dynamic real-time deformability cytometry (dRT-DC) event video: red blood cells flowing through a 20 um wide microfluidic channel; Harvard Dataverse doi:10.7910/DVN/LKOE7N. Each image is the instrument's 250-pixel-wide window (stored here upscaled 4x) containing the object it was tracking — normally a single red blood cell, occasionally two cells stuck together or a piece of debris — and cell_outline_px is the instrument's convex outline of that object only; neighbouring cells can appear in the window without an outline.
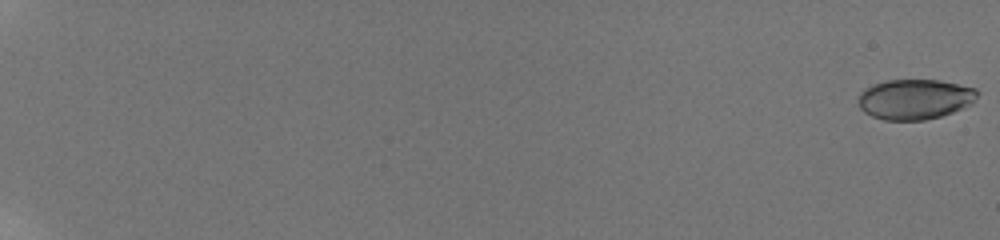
{"species": "human", "species_latin": "Homo sapiens", "temperature_condition": "room temperature", "stored_images_in_passage": 60, "camera_frame_rate_fps": 3000, "um_per_image_px": 0.085, "donor": {"sex": "male"}, "frame": {"image": 1, "passage_image": 1, "time_ms": 0.0, "image_size_px": [1000, 240], "cell_outline_px": [[980, 92], [972, 104], [964, 108], [940, 116], [924, 120], [884, 120], [872, 116], [864, 112], [860, 108], [860, 92], [864, 88], [872, 84], [884, 80], [940, 80], [976, 88]], "centroid_in_image_um": [77.78, 8.42], "position_along_channel_um": 7.2, "area_um2": 28.03}}
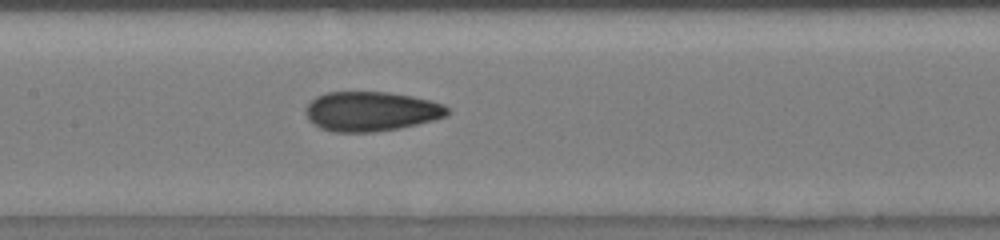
{"frame": {"image": 2, "passage_image": 35, "time_ms": 11.333, "image_size_px": [1000, 240], "cell_outline_px": [[448, 112], [444, 116], [432, 120], [400, 128], [376, 132], [332, 132], [320, 128], [312, 124], [308, 120], [304, 112], [308, 104], [316, 96], [328, 92], [388, 92], [412, 96], [432, 100], [444, 104], [448, 108]], "centroid_in_image_um": [31.5, 9.47], "position_along_channel_um": 175.9, "area_um2": 32.83}}
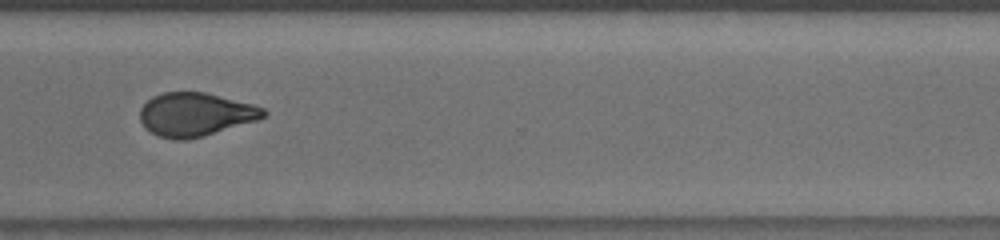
{"frame": {"image": 3, "passage_image": 49, "time_ms": 16.0, "image_size_px": [1000, 240], "cell_outline_px": [[268, 112], [264, 116], [256, 120], [204, 136], [188, 140], [176, 140], [160, 136], [144, 128], [140, 120], [140, 108], [152, 96], [164, 92], [204, 92], [252, 104], [264, 108]], "centroid_in_image_um": [16.58, 9.73], "position_along_channel_um": 354.0, "area_um2": 31.15}, "authors_computed_cell_mechanics": {"area_um2": 30.6629, "velocity_mm_per_s": 3.8233, "shape_relaxation_time_tau1_ms": null, "shape_relaxation_time_tau2_ms": 1.6438, "deformation_change_tau1": null, "deformation_change_tau2": 0.0619}}